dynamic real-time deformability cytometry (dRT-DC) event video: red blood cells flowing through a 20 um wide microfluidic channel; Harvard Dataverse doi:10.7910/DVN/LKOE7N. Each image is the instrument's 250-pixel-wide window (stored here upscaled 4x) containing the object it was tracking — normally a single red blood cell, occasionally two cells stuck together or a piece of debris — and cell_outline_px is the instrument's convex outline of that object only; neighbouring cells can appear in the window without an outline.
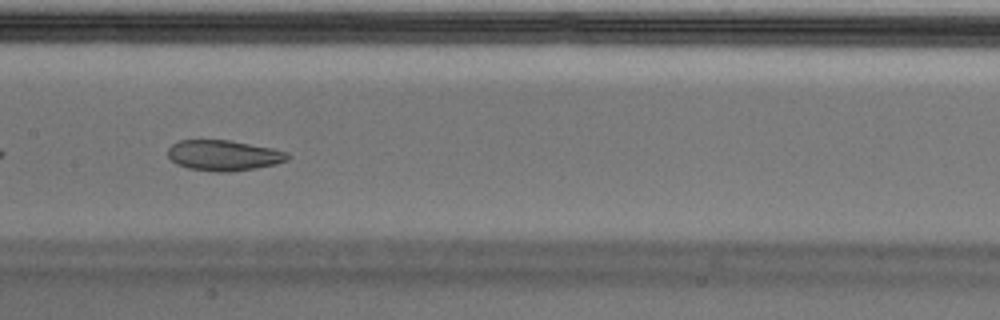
{"species": "Egyptian fruit bat (a non-hibernating species)", "species_latin": "Rousettus aegyptiacus", "temperature_condition": "cold", "stored_images_in_passage": 40, "camera_frame_rate_fps": 3000, "um_per_image_px": 0.085, "animal": {"sex": "male"}, "frame": {"image": 1, "passage_image": 12, "time_ms": 3.667, "image_size_px": [1000, 320], "cell_outline_px": [[292, 156], [288, 160], [276, 164], [256, 168], [228, 172], [216, 172], [188, 168], [176, 164], [168, 156], [168, 148], [172, 144], [180, 140], [228, 140], [272, 148], [288, 152]], "centroid_in_image_um": [19.03, 13.21], "position_along_channel_um": 188.4, "area_um2": 21.39}}
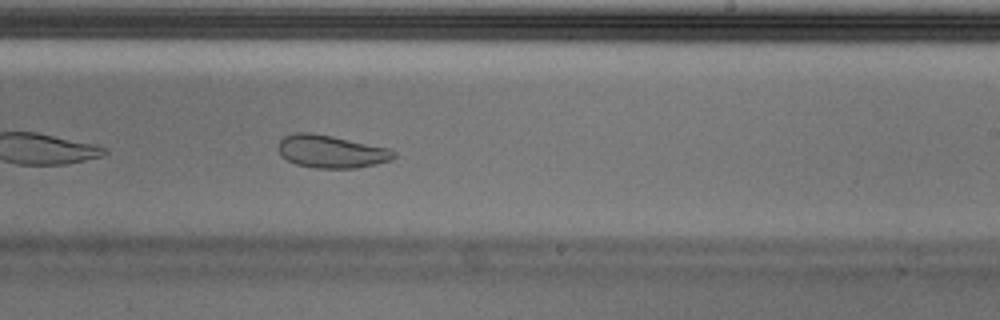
{"frame": {"image": 2, "passage_image": 18, "time_ms": 5.667, "image_size_px": [1000, 320], "cell_outline_px": [[396, 156], [392, 160], [376, 164], [356, 168], [316, 168], [296, 164], [280, 156], [276, 148], [276, 144], [284, 136], [296, 132], [312, 132], [332, 136], [388, 148], [396, 152]], "centroid_in_image_um": [28.11, 12.87], "position_along_channel_um": 260.9, "area_um2": 22.25}, "authors_computed_cell_mechanics": {"area_um2": 23.9581, "velocity_mm_per_s": 3.639, "shape_relaxation_time_tau1_ms": null, "shape_relaxation_time_tau2_ms": 1.1402, "deformation_change_tau1": null, "deformation_change_tau2": 0.0476}}